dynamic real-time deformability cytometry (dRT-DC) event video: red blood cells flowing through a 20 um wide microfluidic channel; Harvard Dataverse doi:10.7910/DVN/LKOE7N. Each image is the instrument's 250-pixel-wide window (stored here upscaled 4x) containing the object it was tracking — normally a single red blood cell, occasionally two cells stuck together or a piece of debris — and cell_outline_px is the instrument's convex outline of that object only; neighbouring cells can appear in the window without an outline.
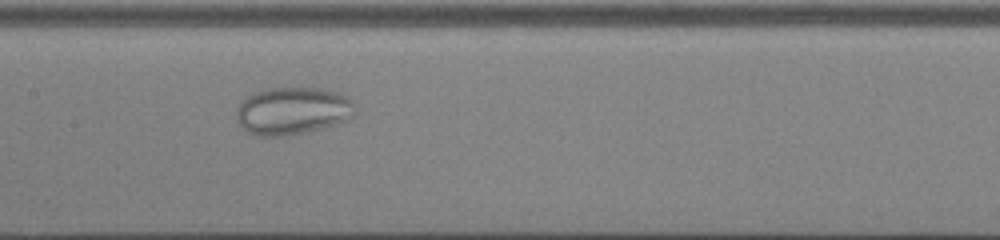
{"species": "common noctule bat (a hibernating species)", "species_latin": "Nyctalus noctula", "temperature_condition": "cold", "stored_images_in_passage": 47, "camera_frame_rate_fps": 3000, "um_per_image_px": 0.085, "animal": {"sex": "male", "body_mass_g": 13.0, "forearm_length_mm": 53.1}, "frame": {"image": 1, "passage_image": 22, "time_ms": 7.0, "image_size_px": [1000, 240], "cell_outline_px": [[352, 116], [348, 120], [336, 124], [308, 132], [284, 136], [256, 136], [248, 132], [236, 120], [236, 108], [252, 92], [264, 88], [324, 88], [340, 92], [348, 96], [352, 100]], "centroid_in_image_um": [24.86, 9.41], "position_along_channel_um": 182.5, "area_um2": 33.12}}
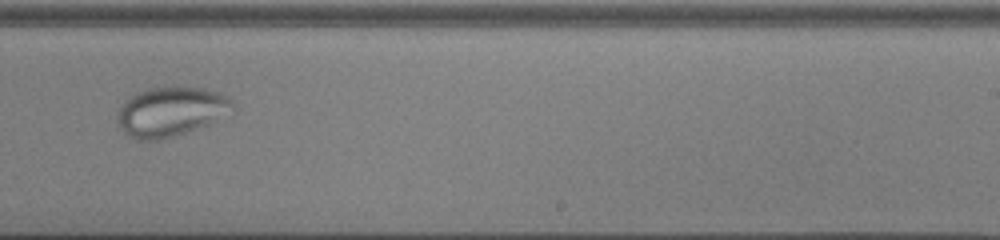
{"frame": {"image": 2, "passage_image": 29, "time_ms": 9.333, "image_size_px": [1000, 240], "cell_outline_px": [[236, 108], [208, 124], [160, 140], [136, 140], [128, 136], [120, 128], [116, 120], [116, 116], [120, 108], [136, 92], [148, 88], [176, 84], [204, 88], [228, 96], [232, 100]], "centroid_in_image_um": [14.51, 9.45], "position_along_channel_um": 274.5, "area_um2": 33.52}}